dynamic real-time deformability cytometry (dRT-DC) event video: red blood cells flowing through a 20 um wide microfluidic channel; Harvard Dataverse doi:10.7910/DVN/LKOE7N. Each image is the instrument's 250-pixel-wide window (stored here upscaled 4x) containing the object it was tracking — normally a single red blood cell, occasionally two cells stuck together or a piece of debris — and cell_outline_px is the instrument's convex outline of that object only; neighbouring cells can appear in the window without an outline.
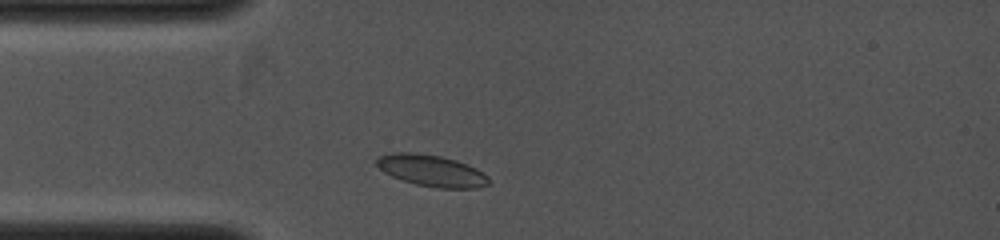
{"species": "common noctule bat (a hibernating species)", "species_latin": "Nyctalus noctula", "temperature_condition": "cold", "stored_images_in_passage": 1, "camera_frame_rate_fps": 4000, "um_per_image_px": 0.085, "animal": {"sex": "female", "body_mass_g": 19.0, "forearm_length_mm": 53.3}, "frame": {"image": 1, "passage_image": 1, "time_ms": 0.0, "image_size_px": [1000, 240], "cell_outline_px": [[488, 184], [476, 188], [436, 188], [416, 184], [392, 176], [384, 172], [376, 164], [376, 156], [392, 152], [412, 152], [440, 156], [456, 160], [468, 164], [484, 172], [488, 176]], "centroid_in_image_um": [36.67, 14.49], "position_along_channel_um": 48.3, "area_um2": 20.63}}